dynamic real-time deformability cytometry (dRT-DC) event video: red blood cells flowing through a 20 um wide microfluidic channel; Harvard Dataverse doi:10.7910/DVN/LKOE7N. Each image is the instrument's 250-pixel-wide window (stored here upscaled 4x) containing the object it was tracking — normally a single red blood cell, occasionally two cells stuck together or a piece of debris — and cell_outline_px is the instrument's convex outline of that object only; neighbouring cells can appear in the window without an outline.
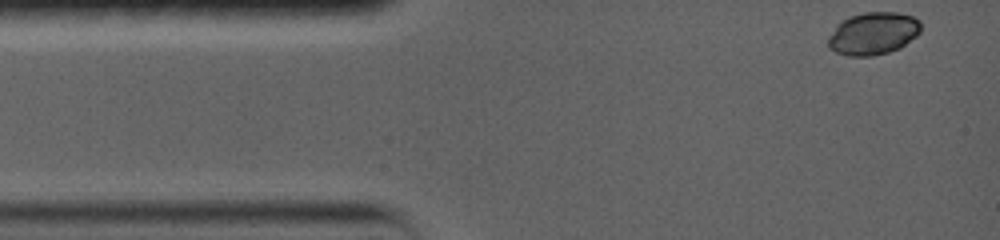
{"species": "common noctule bat (a hibernating species)", "species_latin": "Nyctalus noctula", "temperature_condition": "warm", "stored_images_in_passage": 17, "camera_frame_rate_fps": 5000, "um_per_image_px": 0.085, "animal": {"sex": "female", "body_mass_g": 19.0, "forearm_length_mm": 56.7}, "frame": {"image": 1, "passage_image": 1, "time_ms": 0.0, "image_size_px": [1000, 240], "cell_outline_px": [[920, 32], [916, 36], [900, 48], [888, 52], [872, 56], [848, 56], [836, 52], [828, 48], [828, 36], [836, 24], [848, 16], [864, 12], [896, 12], [912, 16], [920, 20]], "centroid_in_image_um": [74.19, 2.84], "position_along_channel_um": 10.8, "area_um2": 23.18}}
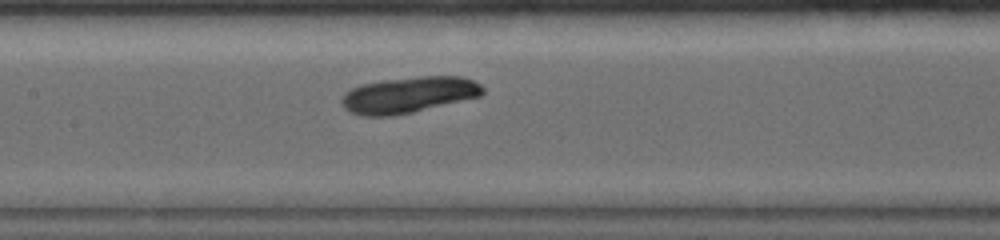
{"frame": {"image": 2, "passage_image": 8, "time_ms": 6.2, "image_size_px": [1000, 240], "cell_outline_px": [[484, 92], [480, 96], [412, 112], [392, 116], [360, 116], [348, 112], [340, 104], [340, 100], [344, 92], [360, 84], [384, 80], [420, 76], [460, 76], [472, 80], [480, 84], [484, 88]], "centroid_in_image_um": [34.67, 8.06], "position_along_channel_um": 172.7, "area_um2": 29.82}}
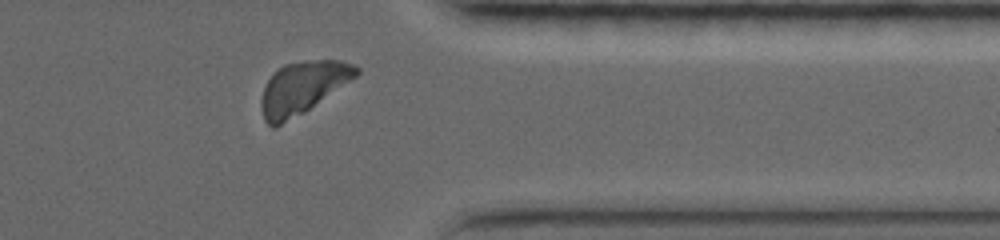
{"frame": {"image": 3, "passage_image": 15, "time_ms": 12.2, "image_size_px": [1000, 240], "cell_outline_px": [[360, 72], [356, 76], [304, 112], [276, 128], [272, 128], [264, 120], [260, 104], [260, 100], [264, 88], [268, 80], [284, 64], [304, 60], [340, 60], [352, 64], [360, 68]], "centroid_in_image_um": [25.69, 7.46], "position_along_channel_um": 385.7, "area_um2": 28.61}, "authors_computed_cell_mechanics": {"area_um2": 28.8422, "velocity_mm_per_s": 3.6461, "shape_relaxation_time_tau1_ms": null, "shape_relaxation_time_tau2_ms": 7.2787, "deformation_change_tau1": null, "deformation_change_tau2": 0.1338}}